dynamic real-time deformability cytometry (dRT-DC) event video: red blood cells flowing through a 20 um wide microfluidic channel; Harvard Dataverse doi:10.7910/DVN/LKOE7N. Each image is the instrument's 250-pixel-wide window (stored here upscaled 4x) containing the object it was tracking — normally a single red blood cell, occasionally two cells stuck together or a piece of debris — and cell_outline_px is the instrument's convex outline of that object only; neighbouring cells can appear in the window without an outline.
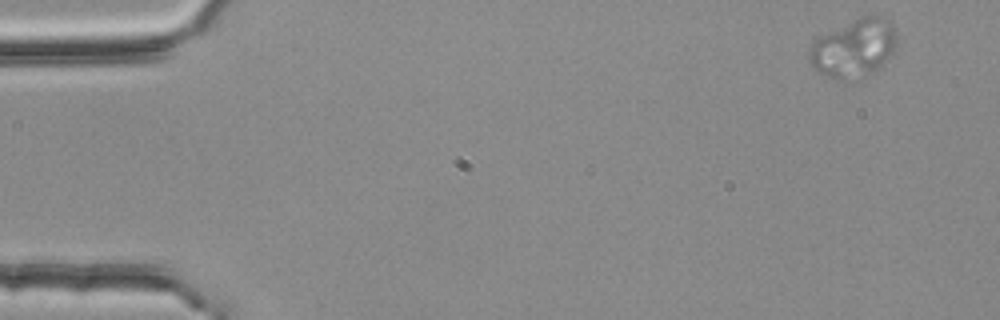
{"species": "common noctule bat (a hibernating species)", "species_latin": "Nyctalus noctula", "temperature_condition": "room temperature", "stored_images_in_passage": 53, "camera_frame_rate_fps": 3000, "um_per_image_px": 0.085, "animal": {"sex": "female", "body_mass_g": 25.1}, "frame": {"image": 1, "passage_image": 1, "time_ms": 0.0, "image_size_px": [1000, 320], "cell_outline_px": [[896, 48], [876, 72], [864, 76], [844, 80], [832, 80], [820, 72], [808, 60], [808, 52], [812, 44], [820, 36], [872, 12], [888, 20], [892, 24], [896, 32]], "centroid_in_image_um": [72.61, 4.1], "position_along_channel_um": 12.4, "area_um2": 29.59}}
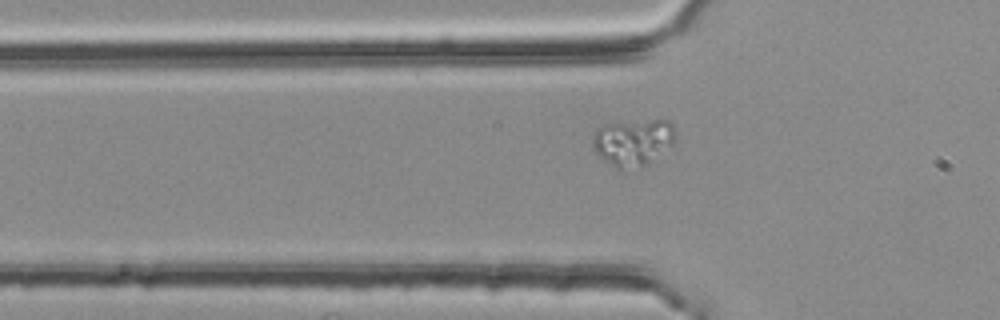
{"frame": {"image": 2, "passage_image": 16, "time_ms": 5.0, "image_size_px": [1000, 320], "cell_outline_px": [[676, 140], [672, 144], [644, 164], [620, 172], [604, 160], [596, 152], [592, 144], [592, 136], [596, 128], [604, 124], [652, 120], [668, 120], [676, 128]], "centroid_in_image_um": [53.78, 12.08], "position_along_channel_um": 72.0, "area_um2": 22.43}}
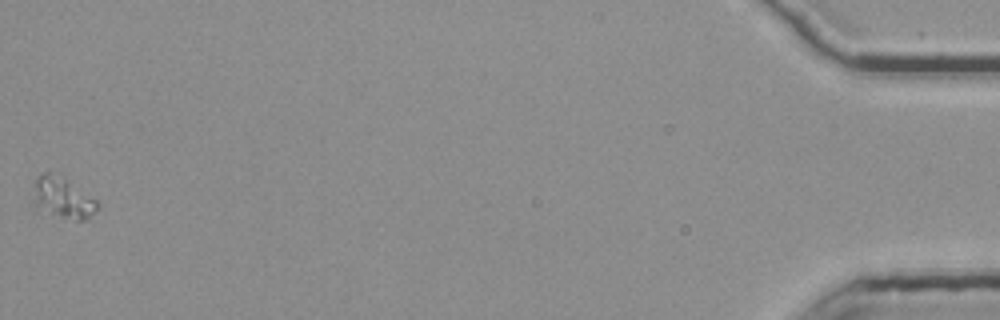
{"frame": {"image": 3, "passage_image": 53, "time_ms": 17.333, "image_size_px": [1000, 320], "cell_outline_px": [[100, 208], [88, 220], [76, 220], [48, 216], [36, 204], [36, 180], [44, 172], [48, 172], [64, 176], [100, 200]], "centroid_in_image_um": [5.49, 16.85], "position_along_channel_um": 429.7, "area_um2": 15.78}}